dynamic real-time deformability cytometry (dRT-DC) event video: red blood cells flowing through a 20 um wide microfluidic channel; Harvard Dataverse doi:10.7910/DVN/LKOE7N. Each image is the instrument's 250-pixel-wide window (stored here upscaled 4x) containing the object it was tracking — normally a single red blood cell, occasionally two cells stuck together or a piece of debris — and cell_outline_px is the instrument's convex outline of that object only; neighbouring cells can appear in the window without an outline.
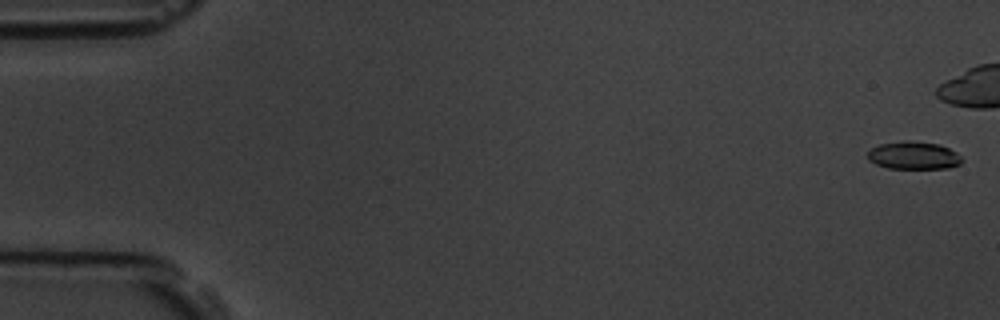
{"species": "common noctule bat (a hibernating species)", "species_latin": "Nyctalus noctula", "temperature_condition": "room temperature", "stored_images_in_passage": 9, "camera_frame_rate_fps": 3000, "um_per_image_px": 0.085, "animal": {"sex": "male", "body_mass_g": 19.5, "forearm_length_mm": 54.6}, "frame": {"image": 1, "passage_image": 1, "time_ms": 0.0, "image_size_px": [1000, 320], "cell_outline_px": [[964, 160], [960, 164], [948, 168], [888, 168], [876, 164], [868, 160], [868, 152], [872, 148], [880, 144], [908, 140], [940, 144], [956, 152]], "centroid_in_image_um": [77.67, 13.21], "position_along_channel_um": 7.3, "area_um2": 15.2}}